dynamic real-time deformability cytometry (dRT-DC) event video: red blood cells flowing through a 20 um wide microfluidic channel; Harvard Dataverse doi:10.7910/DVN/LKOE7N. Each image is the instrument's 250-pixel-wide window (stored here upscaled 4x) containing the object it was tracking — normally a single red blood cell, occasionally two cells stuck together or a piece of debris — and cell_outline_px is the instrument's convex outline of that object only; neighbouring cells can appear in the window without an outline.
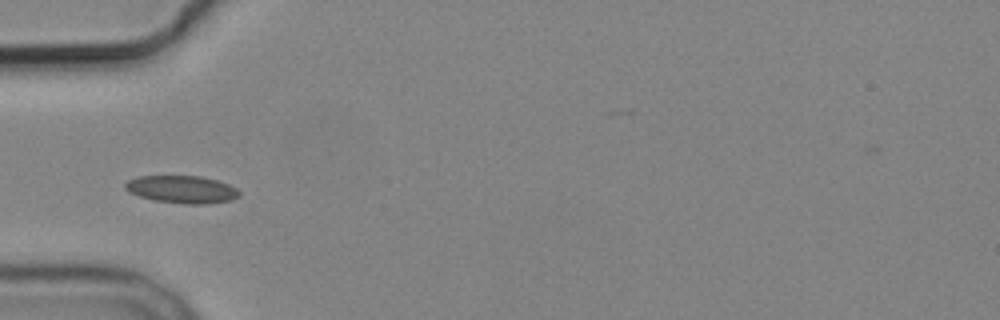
{"species": "common noctule bat (a hibernating species)", "species_latin": "Nyctalus noctula", "temperature_condition": "cold", "stored_images_in_passage": 11, "camera_frame_rate_fps": 3000, "um_per_image_px": 0.085, "animal": {"sex": "male", "body_mass_g": 19.2, "forearm_length_mm": 51.8}, "frame": {"image": 1, "passage_image": 7, "time_ms": 7.667, "image_size_px": [1000, 320], "cell_outline_px": [[240, 196], [232, 200], [208, 204], [184, 204], [156, 200], [140, 196], [128, 192], [124, 188], [124, 184], [128, 180], [140, 176], [200, 176], [216, 180], [228, 184], [236, 188], [240, 192]], "centroid_in_image_um": [15.47, 16.1], "position_along_channel_um": 69.5, "area_um2": 18.32}}
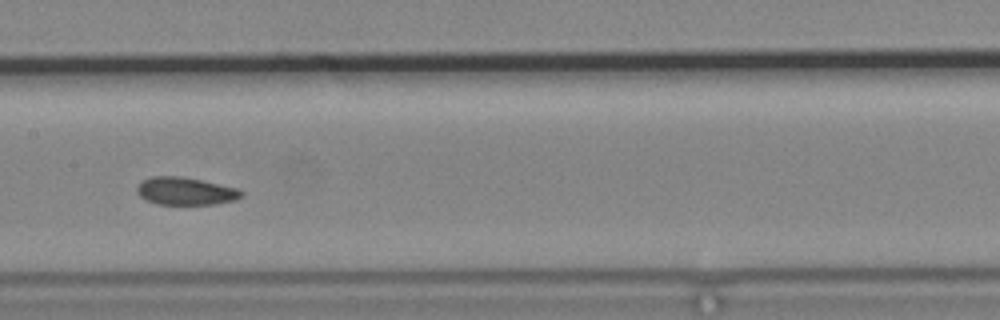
{"frame": {"image": 2, "passage_image": 10, "time_ms": 11.0, "image_size_px": [1000, 320], "cell_outline_px": [[244, 196], [236, 200], [216, 204], [156, 204], [144, 200], [136, 192], [136, 188], [140, 180], [152, 176], [184, 176], [236, 188], [244, 192]], "centroid_in_image_um": [15.74, 16.24], "position_along_channel_um": 191.7, "area_um2": 17.11}}
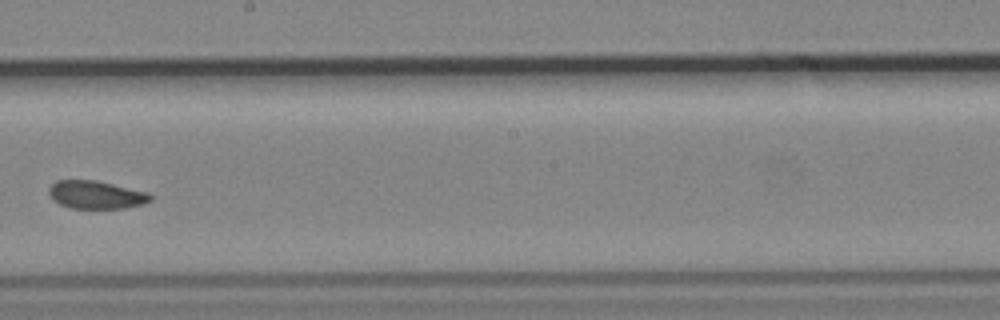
{"frame": {"image": 3, "passage_image": 11, "time_ms": 12.333, "image_size_px": [1000, 320], "cell_outline_px": [[152, 200], [140, 204], [124, 208], [72, 208], [60, 204], [48, 192], [48, 188], [56, 180], [96, 180], [148, 192], [152, 196]], "centroid_in_image_um": [8.17, 16.54], "position_along_channel_um": 240.0, "area_um2": 16.36}}